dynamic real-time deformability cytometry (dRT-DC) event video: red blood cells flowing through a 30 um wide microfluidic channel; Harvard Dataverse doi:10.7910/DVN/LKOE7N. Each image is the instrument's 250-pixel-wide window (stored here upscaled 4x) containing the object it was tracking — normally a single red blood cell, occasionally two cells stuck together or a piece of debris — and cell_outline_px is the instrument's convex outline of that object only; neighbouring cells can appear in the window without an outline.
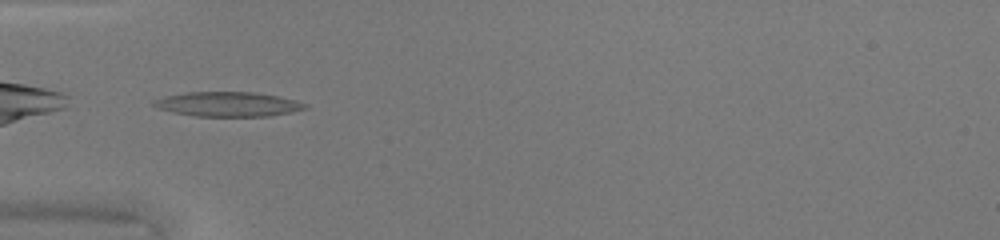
{"species": "common noctule bat (a hibernating species)", "species_latin": "Nyctalus noctula", "temperature_condition": "warm", "stored_images_in_passage": 30, "camera_frame_rate_fps": 3000, "um_per_image_px": 0.085, "animal": {"sex": "female", "body_mass_g": 20.0, "forearm_length_mm": 54.0}, "frame": {"image": 1, "passage_image": 1, "time_ms": 0.0, "image_size_px": [1000, 240], "cell_outline_px": [[308, 108], [292, 112], [268, 116], [196, 116], [172, 112], [156, 108], [152, 104], [152, 100], [164, 96], [188, 92], [256, 92], [296, 100], [308, 104]], "centroid_in_image_um": [19.36, 8.85], "position_along_channel_um": 65.6, "area_um2": 21.79}}
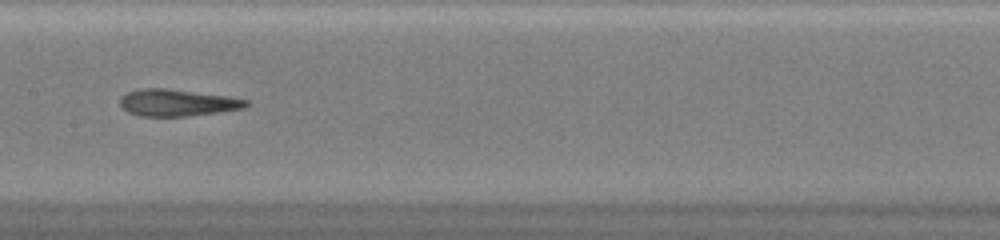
{"frame": {"image": 2, "passage_image": 10, "time_ms": 3.0, "image_size_px": [1000, 240], "cell_outline_px": [[248, 104], [244, 108], [188, 116], [140, 116], [128, 112], [120, 104], [120, 96], [128, 92], [144, 88], [168, 88], [228, 96], [248, 100]], "centroid_in_image_um": [15.05, 8.72], "position_along_channel_um": 192.3, "area_um2": 19.59}}
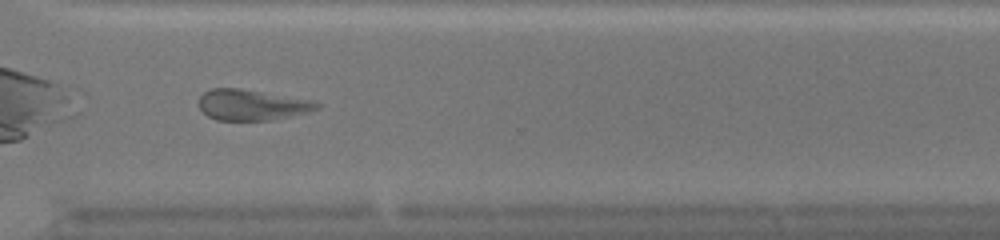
{"frame": {"image": 3, "passage_image": 21, "time_ms": 6.667, "image_size_px": [1000, 240], "cell_outline_px": [[320, 108], [308, 112], [268, 120], [216, 120], [208, 116], [200, 108], [200, 96], [204, 92], [212, 88], [240, 88], [316, 100], [320, 104]], "centroid_in_image_um": [21.44, 8.9], "position_along_channel_um": 349.2, "area_um2": 21.15}, "authors_computed_cell_mechanics": {"area_um2": 20.6057, "velocity_mm_per_s": 4.2839, "shape_relaxation_time_tau1_ms": 7.9232, "shape_relaxation_time_tau2_ms": 2.3273, "deformation_change_tau1": 0.2386, "deformation_change_tau2": 0.123}}